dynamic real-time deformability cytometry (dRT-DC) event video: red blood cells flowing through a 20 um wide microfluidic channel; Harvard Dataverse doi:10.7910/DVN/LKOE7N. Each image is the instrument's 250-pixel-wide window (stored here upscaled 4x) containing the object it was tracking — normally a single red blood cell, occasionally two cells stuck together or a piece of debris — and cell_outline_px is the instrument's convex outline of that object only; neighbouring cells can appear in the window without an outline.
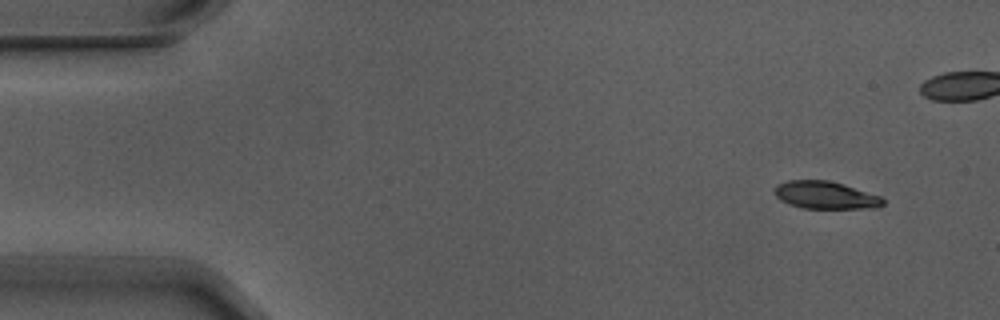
{"species": "Egyptian fruit bat (a non-hibernating species)", "species_latin": "Rousettus aegyptiacus", "temperature_condition": "warm", "stored_images_in_passage": 5, "camera_frame_rate_fps": 3000, "um_per_image_px": 0.085, "animal": {"sex": "male"}, "frame": {"image": 1, "passage_image": 1, "time_ms": 0.0, "image_size_px": [1000, 320], "cell_outline_px": [[884, 204], [880, 208], [804, 208], [788, 204], [780, 200], [776, 196], [776, 188], [780, 184], [788, 180], [828, 180], [880, 196], [884, 200]], "centroid_in_image_um": [70.18, 16.6], "position_along_channel_um": 14.8, "area_um2": 17.11}}